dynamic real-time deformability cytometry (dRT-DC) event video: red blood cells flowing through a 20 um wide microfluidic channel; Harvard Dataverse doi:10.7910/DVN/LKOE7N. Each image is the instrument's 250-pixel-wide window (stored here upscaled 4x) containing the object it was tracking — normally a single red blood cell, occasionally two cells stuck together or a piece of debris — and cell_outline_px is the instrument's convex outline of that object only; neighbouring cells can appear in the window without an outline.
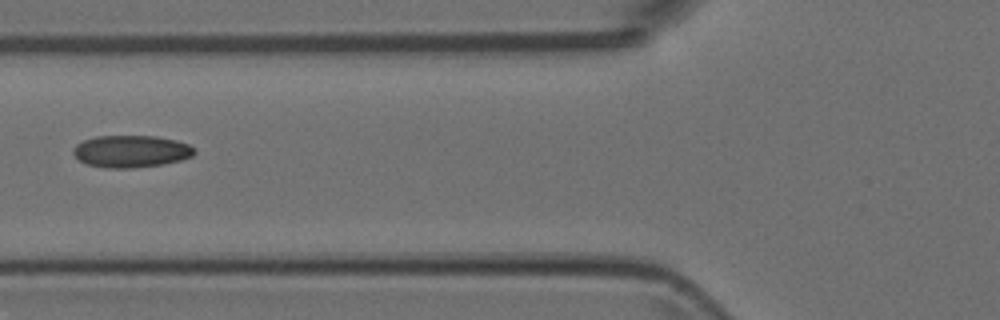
{"species": "Egyptian fruit bat (a non-hibernating species)", "species_latin": "Rousettus aegyptiacus", "temperature_condition": "room temperature", "stored_images_in_passage": 3, "camera_frame_rate_fps": 3000, "um_per_image_px": 0.085, "animal": {"sex": "female"}, "frame": {"image": 1, "passage_image": 3, "time_ms": 0.667, "image_size_px": [1000, 320], "cell_outline_px": [[196, 152], [192, 156], [180, 160], [160, 164], [132, 168], [108, 168], [88, 164], [80, 160], [72, 152], [72, 148], [76, 144], [84, 140], [96, 136], [156, 136], [176, 140], [188, 144], [196, 148]], "centroid_in_image_um": [11.15, 12.85], "position_along_channel_um": 114.7, "area_um2": 22.6}}